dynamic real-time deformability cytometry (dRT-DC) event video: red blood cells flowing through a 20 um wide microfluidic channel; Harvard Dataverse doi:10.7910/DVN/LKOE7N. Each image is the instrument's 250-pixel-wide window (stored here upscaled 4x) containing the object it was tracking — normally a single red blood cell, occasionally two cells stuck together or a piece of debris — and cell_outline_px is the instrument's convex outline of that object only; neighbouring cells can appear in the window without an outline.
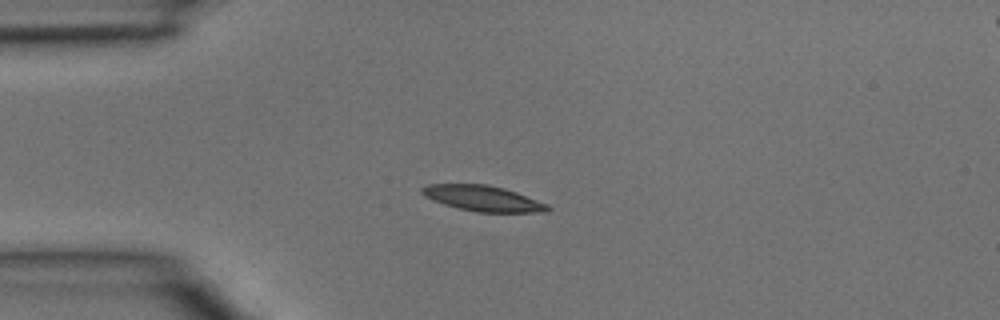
{"species": "common noctule bat (a hibernating species)", "species_latin": "Nyctalus noctula", "temperature_condition": "room temperature", "stored_images_in_passage": 2, "camera_frame_rate_fps": 3000, "um_per_image_px": 0.085, "animal": {"sex": "male", "body_mass_g": 15.6}, "frame": {"image": 1, "passage_image": 2, "time_ms": 0.333, "image_size_px": [1000, 320], "cell_outline_px": [[552, 208], [548, 212], [476, 212], [444, 204], [432, 200], [424, 196], [420, 192], [420, 188], [428, 184], [488, 184], [504, 188], [516, 192], [548, 204]], "centroid_in_image_um": [41.05, 16.86], "position_along_channel_um": 44.0, "area_um2": 18.79}}